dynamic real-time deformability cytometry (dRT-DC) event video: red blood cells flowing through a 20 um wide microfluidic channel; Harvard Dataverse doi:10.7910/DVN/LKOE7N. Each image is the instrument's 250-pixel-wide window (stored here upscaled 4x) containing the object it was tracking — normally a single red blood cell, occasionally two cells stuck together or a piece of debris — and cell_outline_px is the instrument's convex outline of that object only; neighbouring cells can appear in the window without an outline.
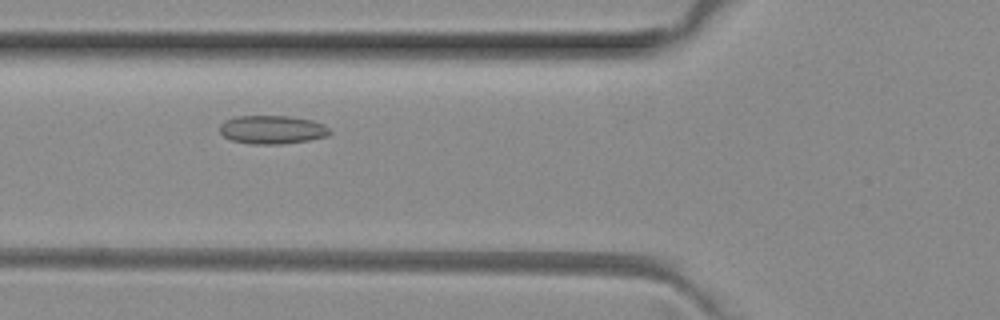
{"species": "common noctule bat (a hibernating species)", "species_latin": "Nyctalus noctula", "temperature_condition": "room temperature", "stored_images_in_passage": 52, "camera_frame_rate_fps": 3000, "um_per_image_px": 0.085, "animal": {"sex": "female", "body_mass_g": 29.2, "forearm_length_mm": 56.3}, "frame": {"image": 1, "passage_image": 19, "time_ms": 6.0, "image_size_px": [1000, 320], "cell_outline_px": [[332, 132], [328, 136], [308, 140], [280, 144], [252, 144], [232, 140], [224, 136], [220, 132], [220, 124], [224, 120], [236, 116], [288, 116], [312, 120], [324, 124]], "centroid_in_image_um": [23.14, 11.01], "position_along_channel_um": 102.7, "area_um2": 18.26}}
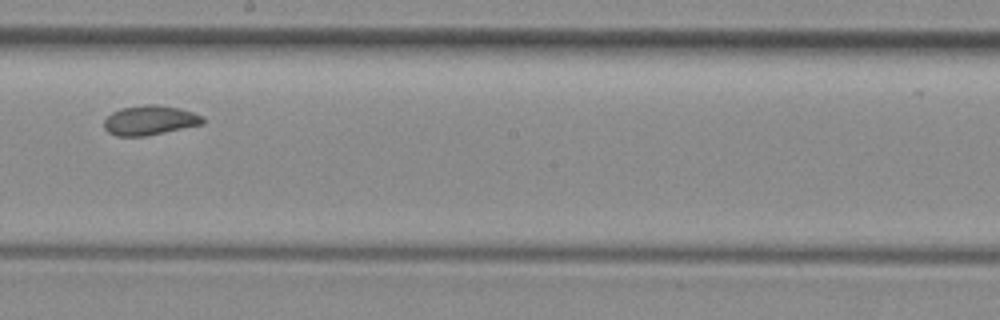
{"frame": {"image": 2, "passage_image": 29, "time_ms": 9.333, "image_size_px": [1000, 320], "cell_outline_px": [[204, 124], [144, 136], [116, 136], [108, 132], [104, 128], [104, 120], [112, 112], [120, 108], [144, 104], [156, 104], [180, 108], [204, 116]], "centroid_in_image_um": [12.73, 10.21], "position_along_channel_um": 235.5, "area_um2": 17.11}}
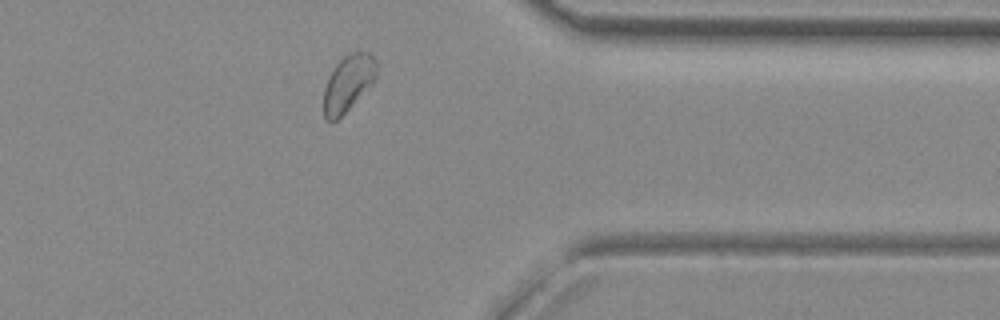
{"frame": {"image": 3, "passage_image": 41, "time_ms": 13.333, "image_size_px": [1000, 320], "cell_outline_px": [[376, 76], [372, 84], [332, 124], [324, 120], [324, 88], [336, 64], [344, 56], [352, 52], [368, 52], [376, 60]], "centroid_in_image_um": [29.58, 7.09], "position_along_channel_um": 381.8, "area_um2": 16.99}, "authors_computed_cell_mechanics": {"area_um2": 18.6405, "velocity_mm_per_s": 3.9887, "shape_relaxation_time_tau1_ms": 6.7535, "shape_relaxation_time_tau2_ms": 1.358, "deformation_change_tau1": 0.0877, "deformation_change_tau2": 0.0539}}